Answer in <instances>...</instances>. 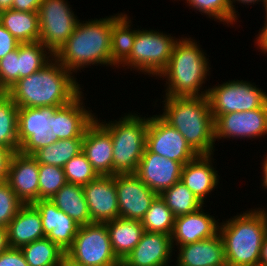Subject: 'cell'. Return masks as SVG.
<instances>
[{
	"label": "cell",
	"mask_w": 267,
	"mask_h": 266,
	"mask_svg": "<svg viewBox=\"0 0 267 266\" xmlns=\"http://www.w3.org/2000/svg\"><path fill=\"white\" fill-rule=\"evenodd\" d=\"M82 94L83 92L61 107L19 108V152L33 155L40 148L57 140L83 138L96 114L85 108Z\"/></svg>",
	"instance_id": "obj_1"
},
{
	"label": "cell",
	"mask_w": 267,
	"mask_h": 266,
	"mask_svg": "<svg viewBox=\"0 0 267 266\" xmlns=\"http://www.w3.org/2000/svg\"><path fill=\"white\" fill-rule=\"evenodd\" d=\"M74 74L53 58L43 68L19 79L6 94L19 108L61 107L82 91Z\"/></svg>",
	"instance_id": "obj_2"
},
{
	"label": "cell",
	"mask_w": 267,
	"mask_h": 266,
	"mask_svg": "<svg viewBox=\"0 0 267 266\" xmlns=\"http://www.w3.org/2000/svg\"><path fill=\"white\" fill-rule=\"evenodd\" d=\"M117 13L106 18L78 21L68 40L54 54V58L69 72L91 65L116 67L111 62L112 23L121 15Z\"/></svg>",
	"instance_id": "obj_3"
},
{
	"label": "cell",
	"mask_w": 267,
	"mask_h": 266,
	"mask_svg": "<svg viewBox=\"0 0 267 266\" xmlns=\"http://www.w3.org/2000/svg\"><path fill=\"white\" fill-rule=\"evenodd\" d=\"M159 116L178 130L198 155L214 154V119L207 96L163 97Z\"/></svg>",
	"instance_id": "obj_4"
},
{
	"label": "cell",
	"mask_w": 267,
	"mask_h": 266,
	"mask_svg": "<svg viewBox=\"0 0 267 266\" xmlns=\"http://www.w3.org/2000/svg\"><path fill=\"white\" fill-rule=\"evenodd\" d=\"M180 38L173 46L167 67L158 76L166 80L164 96H207L209 89L205 90L203 84L212 69L209 58L195 39Z\"/></svg>",
	"instance_id": "obj_5"
},
{
	"label": "cell",
	"mask_w": 267,
	"mask_h": 266,
	"mask_svg": "<svg viewBox=\"0 0 267 266\" xmlns=\"http://www.w3.org/2000/svg\"><path fill=\"white\" fill-rule=\"evenodd\" d=\"M264 209L251 208L219 224L228 266H259L262 242L267 235Z\"/></svg>",
	"instance_id": "obj_6"
},
{
	"label": "cell",
	"mask_w": 267,
	"mask_h": 266,
	"mask_svg": "<svg viewBox=\"0 0 267 266\" xmlns=\"http://www.w3.org/2000/svg\"><path fill=\"white\" fill-rule=\"evenodd\" d=\"M110 133L113 144V175L135 174L146 147L149 118L126 113L117 121H104L95 117ZM104 121V122H103Z\"/></svg>",
	"instance_id": "obj_7"
},
{
	"label": "cell",
	"mask_w": 267,
	"mask_h": 266,
	"mask_svg": "<svg viewBox=\"0 0 267 266\" xmlns=\"http://www.w3.org/2000/svg\"><path fill=\"white\" fill-rule=\"evenodd\" d=\"M178 38L159 30L136 29L130 56L120 65L130 70L157 77L167 67ZM133 68V69H132ZM153 76H152V75Z\"/></svg>",
	"instance_id": "obj_8"
},
{
	"label": "cell",
	"mask_w": 267,
	"mask_h": 266,
	"mask_svg": "<svg viewBox=\"0 0 267 266\" xmlns=\"http://www.w3.org/2000/svg\"><path fill=\"white\" fill-rule=\"evenodd\" d=\"M66 256L82 266H121L112 250L105 223L80 226Z\"/></svg>",
	"instance_id": "obj_9"
},
{
	"label": "cell",
	"mask_w": 267,
	"mask_h": 266,
	"mask_svg": "<svg viewBox=\"0 0 267 266\" xmlns=\"http://www.w3.org/2000/svg\"><path fill=\"white\" fill-rule=\"evenodd\" d=\"M208 89L207 97L212 116L251 111L267 103V93L257 88L255 83L245 80H229Z\"/></svg>",
	"instance_id": "obj_10"
},
{
	"label": "cell",
	"mask_w": 267,
	"mask_h": 266,
	"mask_svg": "<svg viewBox=\"0 0 267 266\" xmlns=\"http://www.w3.org/2000/svg\"><path fill=\"white\" fill-rule=\"evenodd\" d=\"M67 0H43L38 9L41 42L53 55L68 40L79 19Z\"/></svg>",
	"instance_id": "obj_11"
},
{
	"label": "cell",
	"mask_w": 267,
	"mask_h": 266,
	"mask_svg": "<svg viewBox=\"0 0 267 266\" xmlns=\"http://www.w3.org/2000/svg\"><path fill=\"white\" fill-rule=\"evenodd\" d=\"M146 148L183 166L198 156L184 136L157 114L149 117Z\"/></svg>",
	"instance_id": "obj_12"
},
{
	"label": "cell",
	"mask_w": 267,
	"mask_h": 266,
	"mask_svg": "<svg viewBox=\"0 0 267 266\" xmlns=\"http://www.w3.org/2000/svg\"><path fill=\"white\" fill-rule=\"evenodd\" d=\"M214 139L264 138L267 135V103L251 111L229 112L213 116Z\"/></svg>",
	"instance_id": "obj_13"
},
{
	"label": "cell",
	"mask_w": 267,
	"mask_h": 266,
	"mask_svg": "<svg viewBox=\"0 0 267 266\" xmlns=\"http://www.w3.org/2000/svg\"><path fill=\"white\" fill-rule=\"evenodd\" d=\"M119 217L141 221L158 196L135 174H115Z\"/></svg>",
	"instance_id": "obj_14"
},
{
	"label": "cell",
	"mask_w": 267,
	"mask_h": 266,
	"mask_svg": "<svg viewBox=\"0 0 267 266\" xmlns=\"http://www.w3.org/2000/svg\"><path fill=\"white\" fill-rule=\"evenodd\" d=\"M92 223H105L119 217L115 175L98 176L83 186Z\"/></svg>",
	"instance_id": "obj_15"
},
{
	"label": "cell",
	"mask_w": 267,
	"mask_h": 266,
	"mask_svg": "<svg viewBox=\"0 0 267 266\" xmlns=\"http://www.w3.org/2000/svg\"><path fill=\"white\" fill-rule=\"evenodd\" d=\"M183 165L150 152L146 147L135 175L157 195L181 179Z\"/></svg>",
	"instance_id": "obj_16"
},
{
	"label": "cell",
	"mask_w": 267,
	"mask_h": 266,
	"mask_svg": "<svg viewBox=\"0 0 267 266\" xmlns=\"http://www.w3.org/2000/svg\"><path fill=\"white\" fill-rule=\"evenodd\" d=\"M6 181L24 204L39 200V163L32 155L15 152Z\"/></svg>",
	"instance_id": "obj_17"
},
{
	"label": "cell",
	"mask_w": 267,
	"mask_h": 266,
	"mask_svg": "<svg viewBox=\"0 0 267 266\" xmlns=\"http://www.w3.org/2000/svg\"><path fill=\"white\" fill-rule=\"evenodd\" d=\"M173 251L171 235L145 231L121 266H169Z\"/></svg>",
	"instance_id": "obj_18"
},
{
	"label": "cell",
	"mask_w": 267,
	"mask_h": 266,
	"mask_svg": "<svg viewBox=\"0 0 267 266\" xmlns=\"http://www.w3.org/2000/svg\"><path fill=\"white\" fill-rule=\"evenodd\" d=\"M33 205L40 212L46 238L66 252L72 246L80 225L50 200H38Z\"/></svg>",
	"instance_id": "obj_19"
},
{
	"label": "cell",
	"mask_w": 267,
	"mask_h": 266,
	"mask_svg": "<svg viewBox=\"0 0 267 266\" xmlns=\"http://www.w3.org/2000/svg\"><path fill=\"white\" fill-rule=\"evenodd\" d=\"M204 207L203 205L197 211L175 218L171 234L173 247L198 242L219 232V219L205 213Z\"/></svg>",
	"instance_id": "obj_20"
},
{
	"label": "cell",
	"mask_w": 267,
	"mask_h": 266,
	"mask_svg": "<svg viewBox=\"0 0 267 266\" xmlns=\"http://www.w3.org/2000/svg\"><path fill=\"white\" fill-rule=\"evenodd\" d=\"M82 151L99 176L113 175L112 138L97 119L84 132Z\"/></svg>",
	"instance_id": "obj_21"
},
{
	"label": "cell",
	"mask_w": 267,
	"mask_h": 266,
	"mask_svg": "<svg viewBox=\"0 0 267 266\" xmlns=\"http://www.w3.org/2000/svg\"><path fill=\"white\" fill-rule=\"evenodd\" d=\"M213 155H198L182 167L180 181L205 204L207 195L216 189L219 182L218 171L212 165ZM213 160V161H212Z\"/></svg>",
	"instance_id": "obj_22"
},
{
	"label": "cell",
	"mask_w": 267,
	"mask_h": 266,
	"mask_svg": "<svg viewBox=\"0 0 267 266\" xmlns=\"http://www.w3.org/2000/svg\"><path fill=\"white\" fill-rule=\"evenodd\" d=\"M178 248L176 266L227 265L224 244L219 232L210 238L185 244Z\"/></svg>",
	"instance_id": "obj_23"
},
{
	"label": "cell",
	"mask_w": 267,
	"mask_h": 266,
	"mask_svg": "<svg viewBox=\"0 0 267 266\" xmlns=\"http://www.w3.org/2000/svg\"><path fill=\"white\" fill-rule=\"evenodd\" d=\"M11 248H21L35 240L45 238L40 212L33 204H24L7 226Z\"/></svg>",
	"instance_id": "obj_24"
},
{
	"label": "cell",
	"mask_w": 267,
	"mask_h": 266,
	"mask_svg": "<svg viewBox=\"0 0 267 266\" xmlns=\"http://www.w3.org/2000/svg\"><path fill=\"white\" fill-rule=\"evenodd\" d=\"M111 241V246L116 257L122 262L123 259L134 249L145 232L141 221L117 219L105 222Z\"/></svg>",
	"instance_id": "obj_25"
},
{
	"label": "cell",
	"mask_w": 267,
	"mask_h": 266,
	"mask_svg": "<svg viewBox=\"0 0 267 266\" xmlns=\"http://www.w3.org/2000/svg\"><path fill=\"white\" fill-rule=\"evenodd\" d=\"M50 201H52L59 210H62L72 218L78 225L83 226L92 223L88 204L83 192V186L67 182Z\"/></svg>",
	"instance_id": "obj_26"
},
{
	"label": "cell",
	"mask_w": 267,
	"mask_h": 266,
	"mask_svg": "<svg viewBox=\"0 0 267 266\" xmlns=\"http://www.w3.org/2000/svg\"><path fill=\"white\" fill-rule=\"evenodd\" d=\"M0 23L19 43L39 41L38 12H22L13 9L0 12Z\"/></svg>",
	"instance_id": "obj_27"
},
{
	"label": "cell",
	"mask_w": 267,
	"mask_h": 266,
	"mask_svg": "<svg viewBox=\"0 0 267 266\" xmlns=\"http://www.w3.org/2000/svg\"><path fill=\"white\" fill-rule=\"evenodd\" d=\"M126 13H122L113 23L111 29V62L117 67L130 56L136 30L131 29L132 20Z\"/></svg>",
	"instance_id": "obj_28"
},
{
	"label": "cell",
	"mask_w": 267,
	"mask_h": 266,
	"mask_svg": "<svg viewBox=\"0 0 267 266\" xmlns=\"http://www.w3.org/2000/svg\"><path fill=\"white\" fill-rule=\"evenodd\" d=\"M83 138L61 139L40 148L32 156L39 164L63 166L82 151Z\"/></svg>",
	"instance_id": "obj_29"
},
{
	"label": "cell",
	"mask_w": 267,
	"mask_h": 266,
	"mask_svg": "<svg viewBox=\"0 0 267 266\" xmlns=\"http://www.w3.org/2000/svg\"><path fill=\"white\" fill-rule=\"evenodd\" d=\"M18 109L19 107L6 93L0 96V145L14 153L20 149Z\"/></svg>",
	"instance_id": "obj_30"
},
{
	"label": "cell",
	"mask_w": 267,
	"mask_h": 266,
	"mask_svg": "<svg viewBox=\"0 0 267 266\" xmlns=\"http://www.w3.org/2000/svg\"><path fill=\"white\" fill-rule=\"evenodd\" d=\"M54 55L39 41L18 46V80L43 68Z\"/></svg>",
	"instance_id": "obj_31"
},
{
	"label": "cell",
	"mask_w": 267,
	"mask_h": 266,
	"mask_svg": "<svg viewBox=\"0 0 267 266\" xmlns=\"http://www.w3.org/2000/svg\"><path fill=\"white\" fill-rule=\"evenodd\" d=\"M20 249L29 266H59L66 255L64 250L46 237L26 244Z\"/></svg>",
	"instance_id": "obj_32"
},
{
	"label": "cell",
	"mask_w": 267,
	"mask_h": 266,
	"mask_svg": "<svg viewBox=\"0 0 267 266\" xmlns=\"http://www.w3.org/2000/svg\"><path fill=\"white\" fill-rule=\"evenodd\" d=\"M159 196L175 218L197 211L204 205L181 181L163 191Z\"/></svg>",
	"instance_id": "obj_33"
},
{
	"label": "cell",
	"mask_w": 267,
	"mask_h": 266,
	"mask_svg": "<svg viewBox=\"0 0 267 266\" xmlns=\"http://www.w3.org/2000/svg\"><path fill=\"white\" fill-rule=\"evenodd\" d=\"M175 217L158 195L141 220L145 231L171 235Z\"/></svg>",
	"instance_id": "obj_34"
},
{
	"label": "cell",
	"mask_w": 267,
	"mask_h": 266,
	"mask_svg": "<svg viewBox=\"0 0 267 266\" xmlns=\"http://www.w3.org/2000/svg\"><path fill=\"white\" fill-rule=\"evenodd\" d=\"M66 183L63 168L39 164V200H50Z\"/></svg>",
	"instance_id": "obj_35"
},
{
	"label": "cell",
	"mask_w": 267,
	"mask_h": 266,
	"mask_svg": "<svg viewBox=\"0 0 267 266\" xmlns=\"http://www.w3.org/2000/svg\"><path fill=\"white\" fill-rule=\"evenodd\" d=\"M63 170L67 182L75 185L85 186L99 176L83 151L68 161L63 166Z\"/></svg>",
	"instance_id": "obj_36"
},
{
	"label": "cell",
	"mask_w": 267,
	"mask_h": 266,
	"mask_svg": "<svg viewBox=\"0 0 267 266\" xmlns=\"http://www.w3.org/2000/svg\"><path fill=\"white\" fill-rule=\"evenodd\" d=\"M187 6L222 24H233V12L230 0H186Z\"/></svg>",
	"instance_id": "obj_37"
},
{
	"label": "cell",
	"mask_w": 267,
	"mask_h": 266,
	"mask_svg": "<svg viewBox=\"0 0 267 266\" xmlns=\"http://www.w3.org/2000/svg\"><path fill=\"white\" fill-rule=\"evenodd\" d=\"M23 205L9 183L0 182V226L7 228Z\"/></svg>",
	"instance_id": "obj_38"
},
{
	"label": "cell",
	"mask_w": 267,
	"mask_h": 266,
	"mask_svg": "<svg viewBox=\"0 0 267 266\" xmlns=\"http://www.w3.org/2000/svg\"><path fill=\"white\" fill-rule=\"evenodd\" d=\"M18 81V48L0 59V86L6 92Z\"/></svg>",
	"instance_id": "obj_39"
},
{
	"label": "cell",
	"mask_w": 267,
	"mask_h": 266,
	"mask_svg": "<svg viewBox=\"0 0 267 266\" xmlns=\"http://www.w3.org/2000/svg\"><path fill=\"white\" fill-rule=\"evenodd\" d=\"M0 266H29L20 248L9 247L0 254Z\"/></svg>",
	"instance_id": "obj_40"
},
{
	"label": "cell",
	"mask_w": 267,
	"mask_h": 266,
	"mask_svg": "<svg viewBox=\"0 0 267 266\" xmlns=\"http://www.w3.org/2000/svg\"><path fill=\"white\" fill-rule=\"evenodd\" d=\"M19 44V41L0 23V59L16 50Z\"/></svg>",
	"instance_id": "obj_41"
},
{
	"label": "cell",
	"mask_w": 267,
	"mask_h": 266,
	"mask_svg": "<svg viewBox=\"0 0 267 266\" xmlns=\"http://www.w3.org/2000/svg\"><path fill=\"white\" fill-rule=\"evenodd\" d=\"M14 152L0 145V182L6 181L9 165Z\"/></svg>",
	"instance_id": "obj_42"
},
{
	"label": "cell",
	"mask_w": 267,
	"mask_h": 266,
	"mask_svg": "<svg viewBox=\"0 0 267 266\" xmlns=\"http://www.w3.org/2000/svg\"><path fill=\"white\" fill-rule=\"evenodd\" d=\"M43 0H13L12 9L22 12H38Z\"/></svg>",
	"instance_id": "obj_43"
},
{
	"label": "cell",
	"mask_w": 267,
	"mask_h": 266,
	"mask_svg": "<svg viewBox=\"0 0 267 266\" xmlns=\"http://www.w3.org/2000/svg\"><path fill=\"white\" fill-rule=\"evenodd\" d=\"M264 27L260 28V31L258 32L255 40L257 48L261 51V53L266 54L267 53V17L264 18Z\"/></svg>",
	"instance_id": "obj_44"
},
{
	"label": "cell",
	"mask_w": 267,
	"mask_h": 266,
	"mask_svg": "<svg viewBox=\"0 0 267 266\" xmlns=\"http://www.w3.org/2000/svg\"><path fill=\"white\" fill-rule=\"evenodd\" d=\"M236 1H237V4L239 2V3L245 4V5L246 4L247 5H252V4H255V3L258 4V2H262L263 7H264L265 2H266V0H230L231 9H232V12H233V24L234 23L236 24V21L238 20V17L237 16H239V14L237 13L238 11H236L235 5H233V3L236 4L235 3Z\"/></svg>",
	"instance_id": "obj_45"
},
{
	"label": "cell",
	"mask_w": 267,
	"mask_h": 266,
	"mask_svg": "<svg viewBox=\"0 0 267 266\" xmlns=\"http://www.w3.org/2000/svg\"><path fill=\"white\" fill-rule=\"evenodd\" d=\"M9 247L7 228L0 226V254Z\"/></svg>",
	"instance_id": "obj_46"
},
{
	"label": "cell",
	"mask_w": 267,
	"mask_h": 266,
	"mask_svg": "<svg viewBox=\"0 0 267 266\" xmlns=\"http://www.w3.org/2000/svg\"><path fill=\"white\" fill-rule=\"evenodd\" d=\"M259 266H267V235L264 237L259 257Z\"/></svg>",
	"instance_id": "obj_47"
},
{
	"label": "cell",
	"mask_w": 267,
	"mask_h": 266,
	"mask_svg": "<svg viewBox=\"0 0 267 266\" xmlns=\"http://www.w3.org/2000/svg\"><path fill=\"white\" fill-rule=\"evenodd\" d=\"M265 158H264V161H263V164L261 165L262 166V180H261V186L264 188L263 190H267V155L265 154Z\"/></svg>",
	"instance_id": "obj_48"
},
{
	"label": "cell",
	"mask_w": 267,
	"mask_h": 266,
	"mask_svg": "<svg viewBox=\"0 0 267 266\" xmlns=\"http://www.w3.org/2000/svg\"><path fill=\"white\" fill-rule=\"evenodd\" d=\"M13 0H0V12L12 9Z\"/></svg>",
	"instance_id": "obj_49"
},
{
	"label": "cell",
	"mask_w": 267,
	"mask_h": 266,
	"mask_svg": "<svg viewBox=\"0 0 267 266\" xmlns=\"http://www.w3.org/2000/svg\"><path fill=\"white\" fill-rule=\"evenodd\" d=\"M59 266H82L69 259L66 255L61 260Z\"/></svg>",
	"instance_id": "obj_50"
},
{
	"label": "cell",
	"mask_w": 267,
	"mask_h": 266,
	"mask_svg": "<svg viewBox=\"0 0 267 266\" xmlns=\"http://www.w3.org/2000/svg\"><path fill=\"white\" fill-rule=\"evenodd\" d=\"M264 8H265V12H266V13H264L265 14L264 16L267 17V0L265 2Z\"/></svg>",
	"instance_id": "obj_51"
},
{
	"label": "cell",
	"mask_w": 267,
	"mask_h": 266,
	"mask_svg": "<svg viewBox=\"0 0 267 266\" xmlns=\"http://www.w3.org/2000/svg\"><path fill=\"white\" fill-rule=\"evenodd\" d=\"M6 92L1 88V86H0V96L1 95H3V94H5Z\"/></svg>",
	"instance_id": "obj_52"
}]
</instances>
